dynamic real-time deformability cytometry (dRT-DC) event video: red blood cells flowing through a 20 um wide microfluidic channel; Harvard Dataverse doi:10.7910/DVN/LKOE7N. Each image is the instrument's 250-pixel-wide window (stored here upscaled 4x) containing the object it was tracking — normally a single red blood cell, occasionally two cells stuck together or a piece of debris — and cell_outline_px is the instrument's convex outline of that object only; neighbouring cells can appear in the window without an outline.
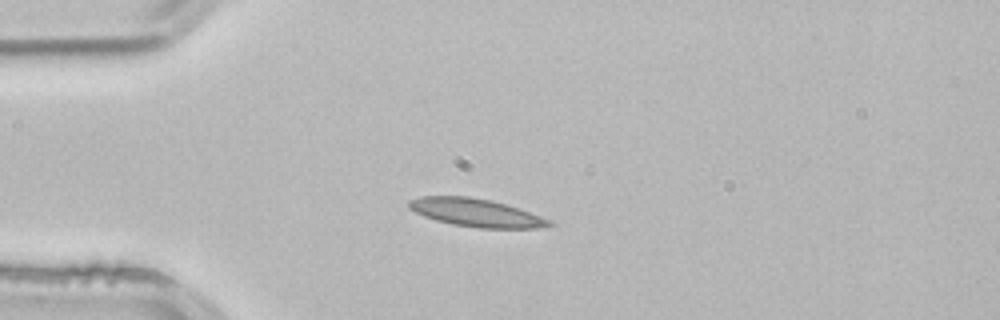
{"species": "common noctule bat (a hibernating species)", "species_latin": "Nyctalus noctula", "temperature_condition": "room temperature", "stored_images_in_passage": 2, "camera_frame_rate_fps": 3000, "um_per_image_px": 0.085, "animal": {"sex": "male", "body_mass_g": 21.5, "forearm_length_mm": 52.0}, "frame": {"image": 1, "passage_image": 2, "time_ms": 0.333, "image_size_px": [1000, 320], "cell_outline_px": [[552, 224], [536, 228], [480, 228], [452, 224], [436, 220], [424, 216], [408, 208], [408, 200], [420, 196], [468, 196], [492, 200], [552, 220]], "centroid_in_image_um": [40.4, 18.07], "position_along_channel_um": 44.6, "area_um2": 22.66}}